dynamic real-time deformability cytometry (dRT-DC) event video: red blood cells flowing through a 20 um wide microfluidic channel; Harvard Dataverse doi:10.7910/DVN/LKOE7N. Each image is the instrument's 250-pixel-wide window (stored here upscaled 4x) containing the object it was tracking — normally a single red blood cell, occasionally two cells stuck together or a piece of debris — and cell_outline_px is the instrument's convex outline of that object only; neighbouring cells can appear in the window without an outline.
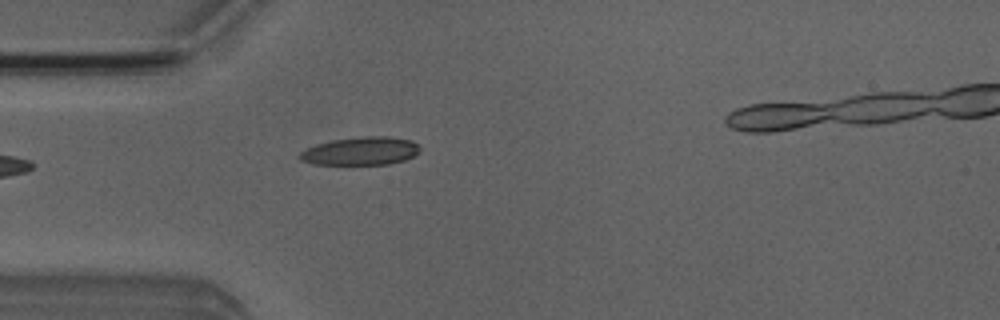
{"species": "Egyptian fruit bat (a non-hibernating species)", "species_latin": "Rousettus aegyptiacus", "temperature_condition": "room temperature", "stored_images_in_passage": 6, "camera_frame_rate_fps": 3000, "um_per_image_px": 0.085, "animal": {"sex": "male"}, "frame": {"image": 1, "passage_image": 5, "time_ms": 4.667, "image_size_px": [1000, 320], "cell_outline_px": [[420, 152], [404, 160], [388, 164], [312, 164], [300, 160], [300, 152], [316, 144], [332, 140], [360, 136], [388, 136], [412, 140], [420, 148]], "centroid_in_image_um": [30.67, 12.83], "position_along_channel_um": 54.3, "area_um2": 19.65}}